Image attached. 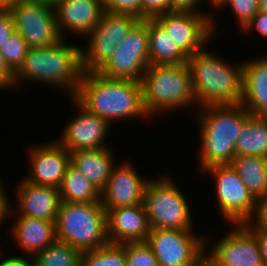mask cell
<instances>
[{"label":"cell","mask_w":267,"mask_h":266,"mask_svg":"<svg viewBox=\"0 0 267 266\" xmlns=\"http://www.w3.org/2000/svg\"><path fill=\"white\" fill-rule=\"evenodd\" d=\"M72 100L109 124L115 119L148 116L139 81L107 78L97 72L82 73Z\"/></svg>","instance_id":"6da1fadb"},{"label":"cell","mask_w":267,"mask_h":266,"mask_svg":"<svg viewBox=\"0 0 267 266\" xmlns=\"http://www.w3.org/2000/svg\"><path fill=\"white\" fill-rule=\"evenodd\" d=\"M200 112L201 169L230 164L235 157V142L250 113L242 104L209 105Z\"/></svg>","instance_id":"7a4b0ae2"},{"label":"cell","mask_w":267,"mask_h":266,"mask_svg":"<svg viewBox=\"0 0 267 266\" xmlns=\"http://www.w3.org/2000/svg\"><path fill=\"white\" fill-rule=\"evenodd\" d=\"M204 50L187 60L196 103L201 107L241 104L243 63L232 67Z\"/></svg>","instance_id":"3957f363"},{"label":"cell","mask_w":267,"mask_h":266,"mask_svg":"<svg viewBox=\"0 0 267 266\" xmlns=\"http://www.w3.org/2000/svg\"><path fill=\"white\" fill-rule=\"evenodd\" d=\"M63 38L50 47L29 48L23 64L14 74V85L25 79L67 88L75 95L82 77L81 49L66 45ZM72 94V95H71Z\"/></svg>","instance_id":"277c9868"},{"label":"cell","mask_w":267,"mask_h":266,"mask_svg":"<svg viewBox=\"0 0 267 266\" xmlns=\"http://www.w3.org/2000/svg\"><path fill=\"white\" fill-rule=\"evenodd\" d=\"M142 99L149 116L164 110L185 107L196 100L187 64H150L141 78ZM155 113V114H153Z\"/></svg>","instance_id":"5b68a950"},{"label":"cell","mask_w":267,"mask_h":266,"mask_svg":"<svg viewBox=\"0 0 267 266\" xmlns=\"http://www.w3.org/2000/svg\"><path fill=\"white\" fill-rule=\"evenodd\" d=\"M56 238L80 252L107 244L106 210L101 203L61 202L55 221Z\"/></svg>","instance_id":"8992f818"},{"label":"cell","mask_w":267,"mask_h":266,"mask_svg":"<svg viewBox=\"0 0 267 266\" xmlns=\"http://www.w3.org/2000/svg\"><path fill=\"white\" fill-rule=\"evenodd\" d=\"M143 205L151 229L192 230V218L184 195L167 177L148 180Z\"/></svg>","instance_id":"52a82bcc"},{"label":"cell","mask_w":267,"mask_h":266,"mask_svg":"<svg viewBox=\"0 0 267 266\" xmlns=\"http://www.w3.org/2000/svg\"><path fill=\"white\" fill-rule=\"evenodd\" d=\"M149 65L147 19H140L97 73L107 78L140 82Z\"/></svg>","instance_id":"ba28073f"},{"label":"cell","mask_w":267,"mask_h":266,"mask_svg":"<svg viewBox=\"0 0 267 266\" xmlns=\"http://www.w3.org/2000/svg\"><path fill=\"white\" fill-rule=\"evenodd\" d=\"M139 20V17L131 14L105 10L98 24L88 34L90 39L87 49H81L82 71L97 72Z\"/></svg>","instance_id":"9c48e42d"},{"label":"cell","mask_w":267,"mask_h":266,"mask_svg":"<svg viewBox=\"0 0 267 266\" xmlns=\"http://www.w3.org/2000/svg\"><path fill=\"white\" fill-rule=\"evenodd\" d=\"M15 30L29 48L50 47L62 40L53 5L39 0H26L10 6Z\"/></svg>","instance_id":"30bf717a"},{"label":"cell","mask_w":267,"mask_h":266,"mask_svg":"<svg viewBox=\"0 0 267 266\" xmlns=\"http://www.w3.org/2000/svg\"><path fill=\"white\" fill-rule=\"evenodd\" d=\"M216 180L219 208L232 224L252 222L257 213L258 200L239 178L231 164L215 165L205 169Z\"/></svg>","instance_id":"8fae6325"},{"label":"cell","mask_w":267,"mask_h":266,"mask_svg":"<svg viewBox=\"0 0 267 266\" xmlns=\"http://www.w3.org/2000/svg\"><path fill=\"white\" fill-rule=\"evenodd\" d=\"M146 243L160 266H197L206 244L192 230L178 229H150Z\"/></svg>","instance_id":"7c38bea8"},{"label":"cell","mask_w":267,"mask_h":266,"mask_svg":"<svg viewBox=\"0 0 267 266\" xmlns=\"http://www.w3.org/2000/svg\"><path fill=\"white\" fill-rule=\"evenodd\" d=\"M205 14L174 10L154 19L164 28L174 44L189 57L203 50L213 33L215 22L211 16Z\"/></svg>","instance_id":"4fadbf2b"},{"label":"cell","mask_w":267,"mask_h":266,"mask_svg":"<svg viewBox=\"0 0 267 266\" xmlns=\"http://www.w3.org/2000/svg\"><path fill=\"white\" fill-rule=\"evenodd\" d=\"M208 255L220 266H264L256 235L245 224H236Z\"/></svg>","instance_id":"5bb4252c"},{"label":"cell","mask_w":267,"mask_h":266,"mask_svg":"<svg viewBox=\"0 0 267 266\" xmlns=\"http://www.w3.org/2000/svg\"><path fill=\"white\" fill-rule=\"evenodd\" d=\"M105 210L107 238L110 243L147 241L151 228L143 203Z\"/></svg>","instance_id":"9a60e30c"},{"label":"cell","mask_w":267,"mask_h":266,"mask_svg":"<svg viewBox=\"0 0 267 266\" xmlns=\"http://www.w3.org/2000/svg\"><path fill=\"white\" fill-rule=\"evenodd\" d=\"M76 105L80 113L66 125L58 142L68 152L105 148L106 144L103 141L109 123L98 115L88 112L78 102Z\"/></svg>","instance_id":"2e32d148"},{"label":"cell","mask_w":267,"mask_h":266,"mask_svg":"<svg viewBox=\"0 0 267 266\" xmlns=\"http://www.w3.org/2000/svg\"><path fill=\"white\" fill-rule=\"evenodd\" d=\"M56 142L29 149L32 174L25 179L26 181L36 185L60 187L66 168L70 164V152L58 140Z\"/></svg>","instance_id":"e0dca14e"},{"label":"cell","mask_w":267,"mask_h":266,"mask_svg":"<svg viewBox=\"0 0 267 266\" xmlns=\"http://www.w3.org/2000/svg\"><path fill=\"white\" fill-rule=\"evenodd\" d=\"M147 183L148 180L140 178L131 164L113 167L107 184L101 191V204L104 209H111L143 203Z\"/></svg>","instance_id":"ac0fdd59"},{"label":"cell","mask_w":267,"mask_h":266,"mask_svg":"<svg viewBox=\"0 0 267 266\" xmlns=\"http://www.w3.org/2000/svg\"><path fill=\"white\" fill-rule=\"evenodd\" d=\"M54 8L62 38L64 29L89 37L105 11L104 0H60Z\"/></svg>","instance_id":"d6986e66"},{"label":"cell","mask_w":267,"mask_h":266,"mask_svg":"<svg viewBox=\"0 0 267 266\" xmlns=\"http://www.w3.org/2000/svg\"><path fill=\"white\" fill-rule=\"evenodd\" d=\"M18 186L16 195L20 216L56 221L61 204L58 188L36 185L26 180Z\"/></svg>","instance_id":"ffe728a7"},{"label":"cell","mask_w":267,"mask_h":266,"mask_svg":"<svg viewBox=\"0 0 267 266\" xmlns=\"http://www.w3.org/2000/svg\"><path fill=\"white\" fill-rule=\"evenodd\" d=\"M242 65L241 104L251 116L267 117V56Z\"/></svg>","instance_id":"44dd1931"},{"label":"cell","mask_w":267,"mask_h":266,"mask_svg":"<svg viewBox=\"0 0 267 266\" xmlns=\"http://www.w3.org/2000/svg\"><path fill=\"white\" fill-rule=\"evenodd\" d=\"M12 229L17 244L31 256L54 243L56 238L55 221H47L29 216H19ZM32 252V253H31Z\"/></svg>","instance_id":"7402d4cb"},{"label":"cell","mask_w":267,"mask_h":266,"mask_svg":"<svg viewBox=\"0 0 267 266\" xmlns=\"http://www.w3.org/2000/svg\"><path fill=\"white\" fill-rule=\"evenodd\" d=\"M111 153L107 146L100 149L74 151L70 152V163L102 191L115 166Z\"/></svg>","instance_id":"603a6c76"},{"label":"cell","mask_w":267,"mask_h":266,"mask_svg":"<svg viewBox=\"0 0 267 266\" xmlns=\"http://www.w3.org/2000/svg\"><path fill=\"white\" fill-rule=\"evenodd\" d=\"M147 27L150 64H187L188 57L174 44L164 28L155 19H147Z\"/></svg>","instance_id":"cb8c5ba5"},{"label":"cell","mask_w":267,"mask_h":266,"mask_svg":"<svg viewBox=\"0 0 267 266\" xmlns=\"http://www.w3.org/2000/svg\"><path fill=\"white\" fill-rule=\"evenodd\" d=\"M239 178L259 201L267 197V158L263 156L236 155L231 161Z\"/></svg>","instance_id":"d4e9b609"},{"label":"cell","mask_w":267,"mask_h":266,"mask_svg":"<svg viewBox=\"0 0 267 266\" xmlns=\"http://www.w3.org/2000/svg\"><path fill=\"white\" fill-rule=\"evenodd\" d=\"M61 202L101 203V191L71 163L58 188Z\"/></svg>","instance_id":"484cf974"},{"label":"cell","mask_w":267,"mask_h":266,"mask_svg":"<svg viewBox=\"0 0 267 266\" xmlns=\"http://www.w3.org/2000/svg\"><path fill=\"white\" fill-rule=\"evenodd\" d=\"M263 156L267 158V117L250 116L235 142V156Z\"/></svg>","instance_id":"4316f807"},{"label":"cell","mask_w":267,"mask_h":266,"mask_svg":"<svg viewBox=\"0 0 267 266\" xmlns=\"http://www.w3.org/2000/svg\"><path fill=\"white\" fill-rule=\"evenodd\" d=\"M81 254L68 243L56 240L32 256L30 262L34 266H81Z\"/></svg>","instance_id":"83f0119b"},{"label":"cell","mask_w":267,"mask_h":266,"mask_svg":"<svg viewBox=\"0 0 267 266\" xmlns=\"http://www.w3.org/2000/svg\"><path fill=\"white\" fill-rule=\"evenodd\" d=\"M81 266H126L125 243L108 242L81 254Z\"/></svg>","instance_id":"f1b7e54d"},{"label":"cell","mask_w":267,"mask_h":266,"mask_svg":"<svg viewBox=\"0 0 267 266\" xmlns=\"http://www.w3.org/2000/svg\"><path fill=\"white\" fill-rule=\"evenodd\" d=\"M29 47L23 37L15 31L0 48V53L8 69L15 74L24 62Z\"/></svg>","instance_id":"f546056e"},{"label":"cell","mask_w":267,"mask_h":266,"mask_svg":"<svg viewBox=\"0 0 267 266\" xmlns=\"http://www.w3.org/2000/svg\"><path fill=\"white\" fill-rule=\"evenodd\" d=\"M126 266H160L146 242L125 243Z\"/></svg>","instance_id":"4dcf8cb0"},{"label":"cell","mask_w":267,"mask_h":266,"mask_svg":"<svg viewBox=\"0 0 267 266\" xmlns=\"http://www.w3.org/2000/svg\"><path fill=\"white\" fill-rule=\"evenodd\" d=\"M231 5L239 25L244 29L253 17L259 12L258 0H220L216 7Z\"/></svg>","instance_id":"1f68e13d"},{"label":"cell","mask_w":267,"mask_h":266,"mask_svg":"<svg viewBox=\"0 0 267 266\" xmlns=\"http://www.w3.org/2000/svg\"><path fill=\"white\" fill-rule=\"evenodd\" d=\"M106 11L131 14L142 19V0H104Z\"/></svg>","instance_id":"d6a6232c"},{"label":"cell","mask_w":267,"mask_h":266,"mask_svg":"<svg viewBox=\"0 0 267 266\" xmlns=\"http://www.w3.org/2000/svg\"><path fill=\"white\" fill-rule=\"evenodd\" d=\"M167 12H170V0H142V19H154Z\"/></svg>","instance_id":"836d02e7"},{"label":"cell","mask_w":267,"mask_h":266,"mask_svg":"<svg viewBox=\"0 0 267 266\" xmlns=\"http://www.w3.org/2000/svg\"><path fill=\"white\" fill-rule=\"evenodd\" d=\"M15 25L10 9H0V48L15 32Z\"/></svg>","instance_id":"e575fe53"},{"label":"cell","mask_w":267,"mask_h":266,"mask_svg":"<svg viewBox=\"0 0 267 266\" xmlns=\"http://www.w3.org/2000/svg\"><path fill=\"white\" fill-rule=\"evenodd\" d=\"M250 223L251 222H247L245 225L256 235L264 266H267V231L260 230L256 225L254 226Z\"/></svg>","instance_id":"d590c367"},{"label":"cell","mask_w":267,"mask_h":266,"mask_svg":"<svg viewBox=\"0 0 267 266\" xmlns=\"http://www.w3.org/2000/svg\"><path fill=\"white\" fill-rule=\"evenodd\" d=\"M253 27L257 29L260 35L267 37V14L258 12L244 30L249 32L250 29L253 30Z\"/></svg>","instance_id":"8d00e7d4"},{"label":"cell","mask_w":267,"mask_h":266,"mask_svg":"<svg viewBox=\"0 0 267 266\" xmlns=\"http://www.w3.org/2000/svg\"><path fill=\"white\" fill-rule=\"evenodd\" d=\"M253 220L256 222L254 225L260 230L267 231V197L258 201L256 217Z\"/></svg>","instance_id":"74e56055"},{"label":"cell","mask_w":267,"mask_h":266,"mask_svg":"<svg viewBox=\"0 0 267 266\" xmlns=\"http://www.w3.org/2000/svg\"><path fill=\"white\" fill-rule=\"evenodd\" d=\"M199 2H203V1L201 0H170V12L174 10H178V11H192V12L201 13V11L199 12L197 10L198 7L196 6Z\"/></svg>","instance_id":"f35d334b"},{"label":"cell","mask_w":267,"mask_h":266,"mask_svg":"<svg viewBox=\"0 0 267 266\" xmlns=\"http://www.w3.org/2000/svg\"><path fill=\"white\" fill-rule=\"evenodd\" d=\"M14 86V74L8 69L4 63L3 57L0 53V88Z\"/></svg>","instance_id":"ab89813d"},{"label":"cell","mask_w":267,"mask_h":266,"mask_svg":"<svg viewBox=\"0 0 267 266\" xmlns=\"http://www.w3.org/2000/svg\"><path fill=\"white\" fill-rule=\"evenodd\" d=\"M3 190L5 191L0 181V223L5 219L6 216L8 217V215L12 214L10 210L11 204Z\"/></svg>","instance_id":"60d3db41"},{"label":"cell","mask_w":267,"mask_h":266,"mask_svg":"<svg viewBox=\"0 0 267 266\" xmlns=\"http://www.w3.org/2000/svg\"><path fill=\"white\" fill-rule=\"evenodd\" d=\"M0 266H34L29 260L19 257H9L6 260H3Z\"/></svg>","instance_id":"b9f144b4"},{"label":"cell","mask_w":267,"mask_h":266,"mask_svg":"<svg viewBox=\"0 0 267 266\" xmlns=\"http://www.w3.org/2000/svg\"><path fill=\"white\" fill-rule=\"evenodd\" d=\"M197 266H220L208 254L204 253L198 260Z\"/></svg>","instance_id":"7bdbcfd3"},{"label":"cell","mask_w":267,"mask_h":266,"mask_svg":"<svg viewBox=\"0 0 267 266\" xmlns=\"http://www.w3.org/2000/svg\"><path fill=\"white\" fill-rule=\"evenodd\" d=\"M26 0H0V9H9L11 5Z\"/></svg>","instance_id":"ee69618b"},{"label":"cell","mask_w":267,"mask_h":266,"mask_svg":"<svg viewBox=\"0 0 267 266\" xmlns=\"http://www.w3.org/2000/svg\"><path fill=\"white\" fill-rule=\"evenodd\" d=\"M259 12L267 14V0H258Z\"/></svg>","instance_id":"f6af8a7d"},{"label":"cell","mask_w":267,"mask_h":266,"mask_svg":"<svg viewBox=\"0 0 267 266\" xmlns=\"http://www.w3.org/2000/svg\"><path fill=\"white\" fill-rule=\"evenodd\" d=\"M39 1H42L44 3H48V4H51V5H55L56 3H58L60 0H39Z\"/></svg>","instance_id":"bcb514c9"},{"label":"cell","mask_w":267,"mask_h":266,"mask_svg":"<svg viewBox=\"0 0 267 266\" xmlns=\"http://www.w3.org/2000/svg\"><path fill=\"white\" fill-rule=\"evenodd\" d=\"M208 3L210 2V4L212 5V6H216L219 2H220V0H206Z\"/></svg>","instance_id":"7dc6e473"}]
</instances>
